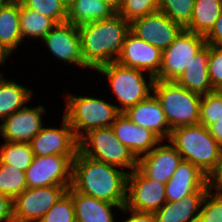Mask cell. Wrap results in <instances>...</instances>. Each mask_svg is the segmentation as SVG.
Masks as SVG:
<instances>
[{
	"mask_svg": "<svg viewBox=\"0 0 222 222\" xmlns=\"http://www.w3.org/2000/svg\"><path fill=\"white\" fill-rule=\"evenodd\" d=\"M92 159L79 150L72 162L71 187L98 200L124 207L127 196V171Z\"/></svg>",
	"mask_w": 222,
	"mask_h": 222,
	"instance_id": "6da1fadb",
	"label": "cell"
},
{
	"mask_svg": "<svg viewBox=\"0 0 222 222\" xmlns=\"http://www.w3.org/2000/svg\"><path fill=\"white\" fill-rule=\"evenodd\" d=\"M84 68H98L117 60L130 23L118 13L78 26Z\"/></svg>",
	"mask_w": 222,
	"mask_h": 222,
	"instance_id": "7a4b0ae2",
	"label": "cell"
},
{
	"mask_svg": "<svg viewBox=\"0 0 222 222\" xmlns=\"http://www.w3.org/2000/svg\"><path fill=\"white\" fill-rule=\"evenodd\" d=\"M168 142L183 160L191 162L206 176L214 169L222 150L209 129L202 124L174 128Z\"/></svg>",
	"mask_w": 222,
	"mask_h": 222,
	"instance_id": "3957f363",
	"label": "cell"
},
{
	"mask_svg": "<svg viewBox=\"0 0 222 222\" xmlns=\"http://www.w3.org/2000/svg\"><path fill=\"white\" fill-rule=\"evenodd\" d=\"M153 94L160 102L170 129L199 124L201 95L175 81L155 80Z\"/></svg>",
	"mask_w": 222,
	"mask_h": 222,
	"instance_id": "277c9868",
	"label": "cell"
},
{
	"mask_svg": "<svg viewBox=\"0 0 222 222\" xmlns=\"http://www.w3.org/2000/svg\"><path fill=\"white\" fill-rule=\"evenodd\" d=\"M66 96L67 104L63 116L78 140L90 130L110 127L120 114L117 105L107 103L103 99L72 94Z\"/></svg>",
	"mask_w": 222,
	"mask_h": 222,
	"instance_id": "5b68a950",
	"label": "cell"
},
{
	"mask_svg": "<svg viewBox=\"0 0 222 222\" xmlns=\"http://www.w3.org/2000/svg\"><path fill=\"white\" fill-rule=\"evenodd\" d=\"M97 71L106 75L109 86L121 104L117 106L120 113L153 93L151 91H153L155 78L149 75V82H147L143 71L136 68L125 67L114 61L98 68Z\"/></svg>",
	"mask_w": 222,
	"mask_h": 222,
	"instance_id": "8992f818",
	"label": "cell"
},
{
	"mask_svg": "<svg viewBox=\"0 0 222 222\" xmlns=\"http://www.w3.org/2000/svg\"><path fill=\"white\" fill-rule=\"evenodd\" d=\"M78 142L79 151L92 159L119 168H129L130 172L137 168L138 159L115 136L111 126L90 130Z\"/></svg>",
	"mask_w": 222,
	"mask_h": 222,
	"instance_id": "52a82bcc",
	"label": "cell"
},
{
	"mask_svg": "<svg viewBox=\"0 0 222 222\" xmlns=\"http://www.w3.org/2000/svg\"><path fill=\"white\" fill-rule=\"evenodd\" d=\"M205 45L204 36L183 29L175 41L162 51V65L155 80L176 81Z\"/></svg>",
	"mask_w": 222,
	"mask_h": 222,
	"instance_id": "ba28073f",
	"label": "cell"
},
{
	"mask_svg": "<svg viewBox=\"0 0 222 222\" xmlns=\"http://www.w3.org/2000/svg\"><path fill=\"white\" fill-rule=\"evenodd\" d=\"M75 157L76 155L34 156L33 162L25 171L27 187L71 186L72 162Z\"/></svg>",
	"mask_w": 222,
	"mask_h": 222,
	"instance_id": "9c48e42d",
	"label": "cell"
},
{
	"mask_svg": "<svg viewBox=\"0 0 222 222\" xmlns=\"http://www.w3.org/2000/svg\"><path fill=\"white\" fill-rule=\"evenodd\" d=\"M71 186L27 188L13 200V219L38 222Z\"/></svg>",
	"mask_w": 222,
	"mask_h": 222,
	"instance_id": "30bf717a",
	"label": "cell"
},
{
	"mask_svg": "<svg viewBox=\"0 0 222 222\" xmlns=\"http://www.w3.org/2000/svg\"><path fill=\"white\" fill-rule=\"evenodd\" d=\"M165 183L148 178L138 167L128 173L125 207L140 212H155L167 200Z\"/></svg>",
	"mask_w": 222,
	"mask_h": 222,
	"instance_id": "8fae6325",
	"label": "cell"
},
{
	"mask_svg": "<svg viewBox=\"0 0 222 222\" xmlns=\"http://www.w3.org/2000/svg\"><path fill=\"white\" fill-rule=\"evenodd\" d=\"M184 28L157 11L130 22V32L161 51L167 49Z\"/></svg>",
	"mask_w": 222,
	"mask_h": 222,
	"instance_id": "7c38bea8",
	"label": "cell"
},
{
	"mask_svg": "<svg viewBox=\"0 0 222 222\" xmlns=\"http://www.w3.org/2000/svg\"><path fill=\"white\" fill-rule=\"evenodd\" d=\"M61 128L43 127L31 139L30 146L34 156L48 155H76L79 150V140L76 138L72 127L63 116Z\"/></svg>",
	"mask_w": 222,
	"mask_h": 222,
	"instance_id": "4fadbf2b",
	"label": "cell"
},
{
	"mask_svg": "<svg viewBox=\"0 0 222 222\" xmlns=\"http://www.w3.org/2000/svg\"><path fill=\"white\" fill-rule=\"evenodd\" d=\"M116 62L125 67L147 71L155 78L162 65V51L129 32Z\"/></svg>",
	"mask_w": 222,
	"mask_h": 222,
	"instance_id": "5bb4252c",
	"label": "cell"
},
{
	"mask_svg": "<svg viewBox=\"0 0 222 222\" xmlns=\"http://www.w3.org/2000/svg\"><path fill=\"white\" fill-rule=\"evenodd\" d=\"M44 108L42 105L31 108L25 105L4 119L0 124V134L5 142L29 143L43 128Z\"/></svg>",
	"mask_w": 222,
	"mask_h": 222,
	"instance_id": "9a60e30c",
	"label": "cell"
},
{
	"mask_svg": "<svg viewBox=\"0 0 222 222\" xmlns=\"http://www.w3.org/2000/svg\"><path fill=\"white\" fill-rule=\"evenodd\" d=\"M42 42L53 56L64 63L77 64L84 68L78 26L68 21L57 23Z\"/></svg>",
	"mask_w": 222,
	"mask_h": 222,
	"instance_id": "2e32d148",
	"label": "cell"
},
{
	"mask_svg": "<svg viewBox=\"0 0 222 222\" xmlns=\"http://www.w3.org/2000/svg\"><path fill=\"white\" fill-rule=\"evenodd\" d=\"M182 160L172 144H157L149 153L138 158L137 167L148 178L166 184Z\"/></svg>",
	"mask_w": 222,
	"mask_h": 222,
	"instance_id": "e0dca14e",
	"label": "cell"
},
{
	"mask_svg": "<svg viewBox=\"0 0 222 222\" xmlns=\"http://www.w3.org/2000/svg\"><path fill=\"white\" fill-rule=\"evenodd\" d=\"M123 113L136 125L151 130L161 141L169 140L172 130L154 94Z\"/></svg>",
	"mask_w": 222,
	"mask_h": 222,
	"instance_id": "ac0fdd59",
	"label": "cell"
},
{
	"mask_svg": "<svg viewBox=\"0 0 222 222\" xmlns=\"http://www.w3.org/2000/svg\"><path fill=\"white\" fill-rule=\"evenodd\" d=\"M111 128L120 142L128 147L137 159L162 142L151 130L136 125L124 113L115 118Z\"/></svg>",
	"mask_w": 222,
	"mask_h": 222,
	"instance_id": "d6986e66",
	"label": "cell"
},
{
	"mask_svg": "<svg viewBox=\"0 0 222 222\" xmlns=\"http://www.w3.org/2000/svg\"><path fill=\"white\" fill-rule=\"evenodd\" d=\"M195 191H208L207 176L191 162L182 160L165 185L166 200L179 202Z\"/></svg>",
	"mask_w": 222,
	"mask_h": 222,
	"instance_id": "ffe728a7",
	"label": "cell"
},
{
	"mask_svg": "<svg viewBox=\"0 0 222 222\" xmlns=\"http://www.w3.org/2000/svg\"><path fill=\"white\" fill-rule=\"evenodd\" d=\"M208 191H195L179 202L166 201L153 212L156 222H198L202 201Z\"/></svg>",
	"mask_w": 222,
	"mask_h": 222,
	"instance_id": "44dd1931",
	"label": "cell"
},
{
	"mask_svg": "<svg viewBox=\"0 0 222 222\" xmlns=\"http://www.w3.org/2000/svg\"><path fill=\"white\" fill-rule=\"evenodd\" d=\"M209 45H205L194 57L186 70L175 81L178 85L199 95L215 91L208 72Z\"/></svg>",
	"mask_w": 222,
	"mask_h": 222,
	"instance_id": "7402d4cb",
	"label": "cell"
},
{
	"mask_svg": "<svg viewBox=\"0 0 222 222\" xmlns=\"http://www.w3.org/2000/svg\"><path fill=\"white\" fill-rule=\"evenodd\" d=\"M67 192L72 196L75 209L76 222H115L111 212L120 208L117 204L98 200L92 196L75 191L70 187ZM114 207V208H113Z\"/></svg>",
	"mask_w": 222,
	"mask_h": 222,
	"instance_id": "603a6c76",
	"label": "cell"
},
{
	"mask_svg": "<svg viewBox=\"0 0 222 222\" xmlns=\"http://www.w3.org/2000/svg\"><path fill=\"white\" fill-rule=\"evenodd\" d=\"M116 12L101 0H73L67 7V20L75 26L110 18Z\"/></svg>",
	"mask_w": 222,
	"mask_h": 222,
	"instance_id": "cb8c5ba5",
	"label": "cell"
},
{
	"mask_svg": "<svg viewBox=\"0 0 222 222\" xmlns=\"http://www.w3.org/2000/svg\"><path fill=\"white\" fill-rule=\"evenodd\" d=\"M22 41L20 0H12L0 10V44L12 53Z\"/></svg>",
	"mask_w": 222,
	"mask_h": 222,
	"instance_id": "d4e9b609",
	"label": "cell"
},
{
	"mask_svg": "<svg viewBox=\"0 0 222 222\" xmlns=\"http://www.w3.org/2000/svg\"><path fill=\"white\" fill-rule=\"evenodd\" d=\"M222 12V0H195L190 23L184 28L206 36Z\"/></svg>",
	"mask_w": 222,
	"mask_h": 222,
	"instance_id": "484cf974",
	"label": "cell"
},
{
	"mask_svg": "<svg viewBox=\"0 0 222 222\" xmlns=\"http://www.w3.org/2000/svg\"><path fill=\"white\" fill-rule=\"evenodd\" d=\"M0 74V118L2 121L23 108L31 99L33 91L14 81L2 78Z\"/></svg>",
	"mask_w": 222,
	"mask_h": 222,
	"instance_id": "4316f807",
	"label": "cell"
},
{
	"mask_svg": "<svg viewBox=\"0 0 222 222\" xmlns=\"http://www.w3.org/2000/svg\"><path fill=\"white\" fill-rule=\"evenodd\" d=\"M57 23L34 10L25 8L20 2V32L22 40L25 37L43 39Z\"/></svg>",
	"mask_w": 222,
	"mask_h": 222,
	"instance_id": "83f0119b",
	"label": "cell"
},
{
	"mask_svg": "<svg viewBox=\"0 0 222 222\" xmlns=\"http://www.w3.org/2000/svg\"><path fill=\"white\" fill-rule=\"evenodd\" d=\"M34 159L30 143L5 142L0 147V161L25 172Z\"/></svg>",
	"mask_w": 222,
	"mask_h": 222,
	"instance_id": "f1b7e54d",
	"label": "cell"
},
{
	"mask_svg": "<svg viewBox=\"0 0 222 222\" xmlns=\"http://www.w3.org/2000/svg\"><path fill=\"white\" fill-rule=\"evenodd\" d=\"M27 188L25 172L0 161V194L14 200Z\"/></svg>",
	"mask_w": 222,
	"mask_h": 222,
	"instance_id": "f546056e",
	"label": "cell"
},
{
	"mask_svg": "<svg viewBox=\"0 0 222 222\" xmlns=\"http://www.w3.org/2000/svg\"><path fill=\"white\" fill-rule=\"evenodd\" d=\"M195 0H160L158 11L185 28L192 18Z\"/></svg>",
	"mask_w": 222,
	"mask_h": 222,
	"instance_id": "4dcf8cb0",
	"label": "cell"
},
{
	"mask_svg": "<svg viewBox=\"0 0 222 222\" xmlns=\"http://www.w3.org/2000/svg\"><path fill=\"white\" fill-rule=\"evenodd\" d=\"M222 119V91L215 90L201 96L199 124L207 128Z\"/></svg>",
	"mask_w": 222,
	"mask_h": 222,
	"instance_id": "1f68e13d",
	"label": "cell"
},
{
	"mask_svg": "<svg viewBox=\"0 0 222 222\" xmlns=\"http://www.w3.org/2000/svg\"><path fill=\"white\" fill-rule=\"evenodd\" d=\"M28 9L53 19L56 23L67 20V5L62 0H20Z\"/></svg>",
	"mask_w": 222,
	"mask_h": 222,
	"instance_id": "d6a6232c",
	"label": "cell"
},
{
	"mask_svg": "<svg viewBox=\"0 0 222 222\" xmlns=\"http://www.w3.org/2000/svg\"><path fill=\"white\" fill-rule=\"evenodd\" d=\"M160 0H123L117 12L129 23L158 11Z\"/></svg>",
	"mask_w": 222,
	"mask_h": 222,
	"instance_id": "836d02e7",
	"label": "cell"
},
{
	"mask_svg": "<svg viewBox=\"0 0 222 222\" xmlns=\"http://www.w3.org/2000/svg\"><path fill=\"white\" fill-rule=\"evenodd\" d=\"M38 222H76L72 196L66 192Z\"/></svg>",
	"mask_w": 222,
	"mask_h": 222,
	"instance_id": "e575fe53",
	"label": "cell"
},
{
	"mask_svg": "<svg viewBox=\"0 0 222 222\" xmlns=\"http://www.w3.org/2000/svg\"><path fill=\"white\" fill-rule=\"evenodd\" d=\"M198 222H222V192L208 190L202 201Z\"/></svg>",
	"mask_w": 222,
	"mask_h": 222,
	"instance_id": "d590c367",
	"label": "cell"
},
{
	"mask_svg": "<svg viewBox=\"0 0 222 222\" xmlns=\"http://www.w3.org/2000/svg\"><path fill=\"white\" fill-rule=\"evenodd\" d=\"M208 72L212 88L222 90V47L209 45Z\"/></svg>",
	"mask_w": 222,
	"mask_h": 222,
	"instance_id": "8d00e7d4",
	"label": "cell"
},
{
	"mask_svg": "<svg viewBox=\"0 0 222 222\" xmlns=\"http://www.w3.org/2000/svg\"><path fill=\"white\" fill-rule=\"evenodd\" d=\"M207 187L209 191L214 188L216 192H222V150L214 169L207 175Z\"/></svg>",
	"mask_w": 222,
	"mask_h": 222,
	"instance_id": "74e56055",
	"label": "cell"
},
{
	"mask_svg": "<svg viewBox=\"0 0 222 222\" xmlns=\"http://www.w3.org/2000/svg\"><path fill=\"white\" fill-rule=\"evenodd\" d=\"M204 38L207 45L222 47V12L211 31Z\"/></svg>",
	"mask_w": 222,
	"mask_h": 222,
	"instance_id": "f35d334b",
	"label": "cell"
},
{
	"mask_svg": "<svg viewBox=\"0 0 222 222\" xmlns=\"http://www.w3.org/2000/svg\"><path fill=\"white\" fill-rule=\"evenodd\" d=\"M13 219V200L4 194H0V222H8Z\"/></svg>",
	"mask_w": 222,
	"mask_h": 222,
	"instance_id": "ab89813d",
	"label": "cell"
},
{
	"mask_svg": "<svg viewBox=\"0 0 222 222\" xmlns=\"http://www.w3.org/2000/svg\"><path fill=\"white\" fill-rule=\"evenodd\" d=\"M121 210L131 214V217L122 222H156L153 212L135 211L127 209L125 206Z\"/></svg>",
	"mask_w": 222,
	"mask_h": 222,
	"instance_id": "60d3db41",
	"label": "cell"
},
{
	"mask_svg": "<svg viewBox=\"0 0 222 222\" xmlns=\"http://www.w3.org/2000/svg\"><path fill=\"white\" fill-rule=\"evenodd\" d=\"M212 137L222 146V119L208 127Z\"/></svg>",
	"mask_w": 222,
	"mask_h": 222,
	"instance_id": "b9f144b4",
	"label": "cell"
},
{
	"mask_svg": "<svg viewBox=\"0 0 222 222\" xmlns=\"http://www.w3.org/2000/svg\"><path fill=\"white\" fill-rule=\"evenodd\" d=\"M106 3L111 9H113L116 13L119 11L123 0H101Z\"/></svg>",
	"mask_w": 222,
	"mask_h": 222,
	"instance_id": "7bdbcfd3",
	"label": "cell"
},
{
	"mask_svg": "<svg viewBox=\"0 0 222 222\" xmlns=\"http://www.w3.org/2000/svg\"><path fill=\"white\" fill-rule=\"evenodd\" d=\"M11 52L7 50L2 44H0V65L5 63L6 59L9 58Z\"/></svg>",
	"mask_w": 222,
	"mask_h": 222,
	"instance_id": "ee69618b",
	"label": "cell"
},
{
	"mask_svg": "<svg viewBox=\"0 0 222 222\" xmlns=\"http://www.w3.org/2000/svg\"><path fill=\"white\" fill-rule=\"evenodd\" d=\"M12 0H0V10L5 7L8 3H10Z\"/></svg>",
	"mask_w": 222,
	"mask_h": 222,
	"instance_id": "f6af8a7d",
	"label": "cell"
},
{
	"mask_svg": "<svg viewBox=\"0 0 222 222\" xmlns=\"http://www.w3.org/2000/svg\"><path fill=\"white\" fill-rule=\"evenodd\" d=\"M67 6L73 1V0H62Z\"/></svg>",
	"mask_w": 222,
	"mask_h": 222,
	"instance_id": "bcb514c9",
	"label": "cell"
},
{
	"mask_svg": "<svg viewBox=\"0 0 222 222\" xmlns=\"http://www.w3.org/2000/svg\"><path fill=\"white\" fill-rule=\"evenodd\" d=\"M8 222H18V221H16L15 219H12V220H10Z\"/></svg>",
	"mask_w": 222,
	"mask_h": 222,
	"instance_id": "7dc6e473",
	"label": "cell"
}]
</instances>
